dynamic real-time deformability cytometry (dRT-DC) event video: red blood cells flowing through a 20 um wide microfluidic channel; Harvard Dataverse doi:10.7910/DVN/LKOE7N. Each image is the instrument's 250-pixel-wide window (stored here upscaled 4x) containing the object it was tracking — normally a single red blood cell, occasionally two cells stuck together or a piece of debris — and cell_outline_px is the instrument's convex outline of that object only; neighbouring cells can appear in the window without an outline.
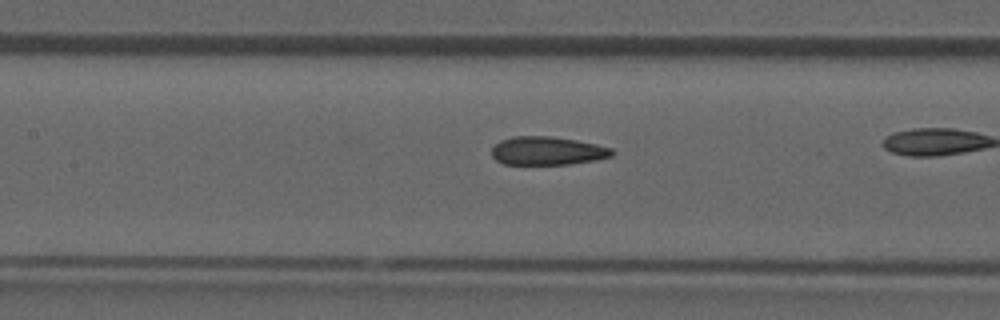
{"species": "common noctule bat (a hibernating species)", "species_latin": "Nyctalus noctula", "temperature_condition": "room temperature", "stored_images_in_passage": 31, "camera_frame_rate_fps": 3000, "um_per_image_px": 0.085, "animal": {"sex": "male", "forearm_length_mm": 52.5}, "frame": {"image": 1, "passage_image": 14, "time_ms": 4.333, "image_size_px": [1000, 320], "cell_outline_px": [[616, 152], [612, 156], [596, 160], [568, 164], [504, 164], [496, 160], [492, 156], [492, 148], [500, 140], [512, 136], [552, 136], [576, 140], [596, 144], [612, 148]], "centroid_in_image_um": [46.54, 12.81], "position_along_channel_um": 160.9, "area_um2": 20.0}}